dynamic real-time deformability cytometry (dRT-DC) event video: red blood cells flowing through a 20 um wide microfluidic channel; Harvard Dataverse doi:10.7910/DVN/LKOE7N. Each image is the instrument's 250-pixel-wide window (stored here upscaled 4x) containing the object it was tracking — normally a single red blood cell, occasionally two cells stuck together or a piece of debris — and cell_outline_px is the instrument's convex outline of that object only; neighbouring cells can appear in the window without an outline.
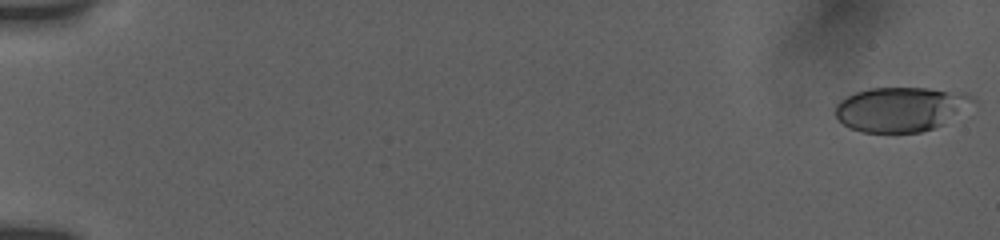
{"species": "human", "species_latin": "Homo sapiens", "temperature_condition": "room temperature", "stored_images_in_passage": 57, "camera_frame_rate_fps": 3000, "um_per_image_px": 0.085, "donor": {"sex": "female"}, "frame": {"image": 1, "passage_image": 1, "time_ms": 0.0, "image_size_px": [1000, 240], "cell_outline_px": [[976, 100], [944, 124], [920, 132], [896, 136], [892, 136], [860, 132], [848, 128], [836, 116], [836, 104], [840, 100], [856, 92], [868, 88], [928, 88], [968, 92]], "centroid_in_image_um": [76.54, 9.32], "position_along_channel_um": 8.5, "area_um2": 36.53}}
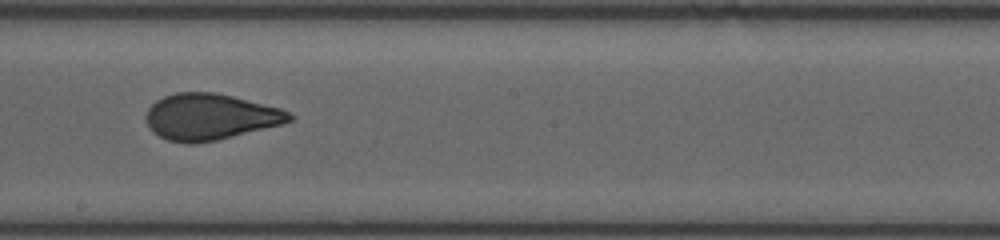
{"frame": {"image": 2, "passage_image": 34, "time_ms": 10.667, "image_size_px": [1000, 240], "cell_outline_px": [[296, 116], [292, 120], [280, 124], [216, 140], [192, 144], [184, 144], [168, 140], [152, 132], [148, 128], [144, 116], [148, 108], [156, 100], [164, 96], [176, 92], [216, 92], [280, 108]], "centroid_in_image_um": [17.79, 9.93], "position_along_channel_um": 230.4, "area_um2": 38.55}}
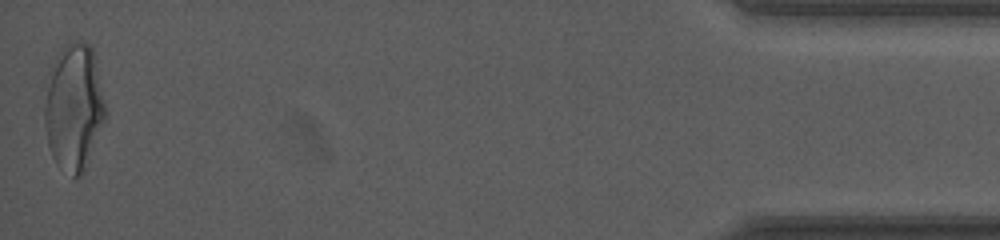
{"frame": {"image": 3, "passage_image": 57, "time_ms": 18.0, "image_size_px": [1000, 240], "cell_outline_px": [[108, 116], [84, 172], [80, 176], [72, 176], [56, 164], [52, 156], [48, 144], [44, 124], [44, 108], [48, 88], [56, 56], [68, 40], [76, 40], [88, 44], [92, 48], [108, 112]], "centroid_in_image_um": [6.32, 9.16], "position_along_channel_um": 428.9, "area_um2": 44.97}, "authors_computed_cell_mechanics": {"area_um2": 38.4948, "velocity_mm_per_s": 3.8131, "shape_relaxation_time_tau1_ms": 7.3952, "shape_relaxation_time_tau2_ms": 0.741, "deformation_change_tau1": 0.2135, "deformation_change_tau2": 0.0623}}